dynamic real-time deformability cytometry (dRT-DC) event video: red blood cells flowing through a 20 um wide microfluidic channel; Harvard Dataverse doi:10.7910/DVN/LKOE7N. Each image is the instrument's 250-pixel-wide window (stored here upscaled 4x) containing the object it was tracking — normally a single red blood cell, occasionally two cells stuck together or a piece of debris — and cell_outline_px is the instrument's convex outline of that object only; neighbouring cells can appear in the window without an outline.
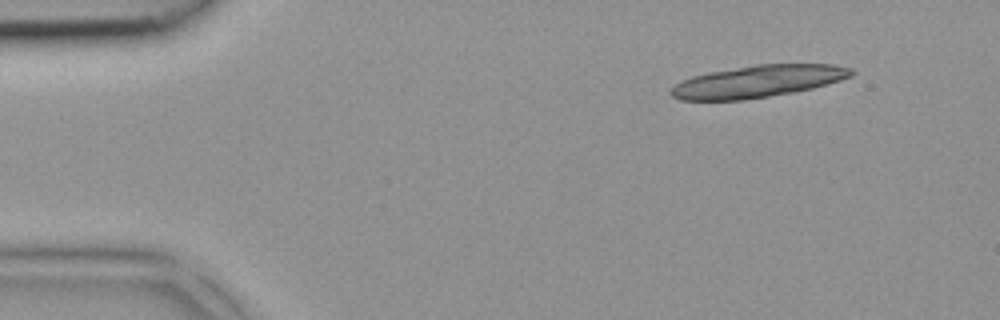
{"species": "common noctule bat (a hibernating species)", "species_latin": "Nyctalus noctula", "temperature_condition": "room temperature", "stored_images_in_passage": 4, "camera_frame_rate_fps": 3000, "um_per_image_px": 0.085, "animal": {"sex": "female", "body_mass_g": 18.4}, "frame": {"image": 1, "passage_image": 1, "time_ms": 0.0, "image_size_px": [1000, 320], "cell_outline_px": [[856, 72], [852, 76], [840, 80], [812, 88], [792, 92], [744, 100], [680, 100], [672, 96], [668, 92], [676, 84], [692, 76], [708, 72], [756, 64], [832, 64], [852, 68]], "centroid_in_image_um": [64.42, 6.91], "position_along_channel_um": 20.6, "area_um2": 33.64}}